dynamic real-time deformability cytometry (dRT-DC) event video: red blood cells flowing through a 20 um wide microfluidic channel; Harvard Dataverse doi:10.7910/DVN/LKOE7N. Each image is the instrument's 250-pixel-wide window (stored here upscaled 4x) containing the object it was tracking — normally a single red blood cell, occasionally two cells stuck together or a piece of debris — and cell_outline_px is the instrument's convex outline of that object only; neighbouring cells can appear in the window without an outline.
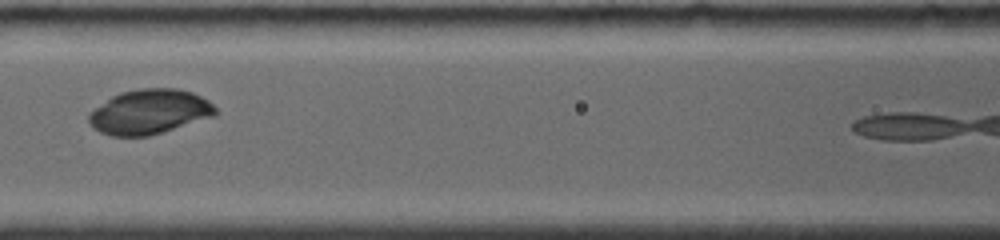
{"species": "common noctule bat (a hibernating species)", "species_latin": "Nyctalus noctula", "temperature_condition": "room temperature", "stored_images_in_passage": 20, "camera_frame_rate_fps": 4000, "um_per_image_px": 0.085, "animal": {"sex": "female", "body_mass_g": 19.0, "forearm_length_mm": 56.7}, "frame": {"image": 1, "passage_image": 10, "time_ms": 3.5, "image_size_px": [1000, 240], "cell_outline_px": [[216, 116], [164, 132], [148, 136], [112, 136], [100, 132], [92, 128], [88, 120], [88, 116], [96, 108], [112, 96], [120, 92], [140, 88], [176, 88], [192, 92], [208, 100], [216, 108]], "centroid_in_image_um": [12.73, 9.51], "position_along_channel_um": 153.9, "area_um2": 33.06}}
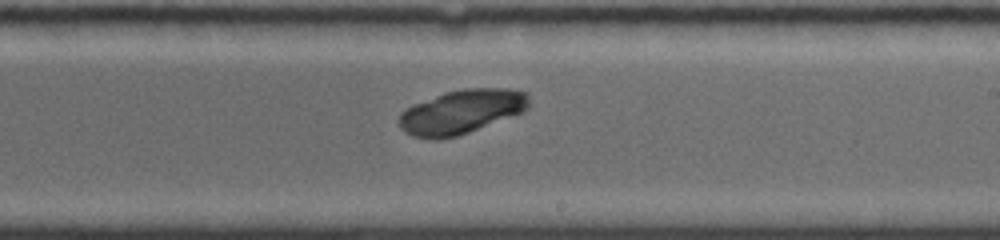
{"frame": {"image": 2, "passage_image": 16, "time_ms": 6.0, "image_size_px": [1000, 240], "cell_outline_px": [[528, 108], [524, 112], [468, 132], [456, 136], [440, 140], [432, 140], [412, 136], [404, 132], [400, 128], [400, 112], [412, 104], [444, 92], [464, 88], [508, 88], [528, 92]], "centroid_in_image_um": [39.21, 9.5], "position_along_channel_um": 249.8, "area_um2": 33.64}}
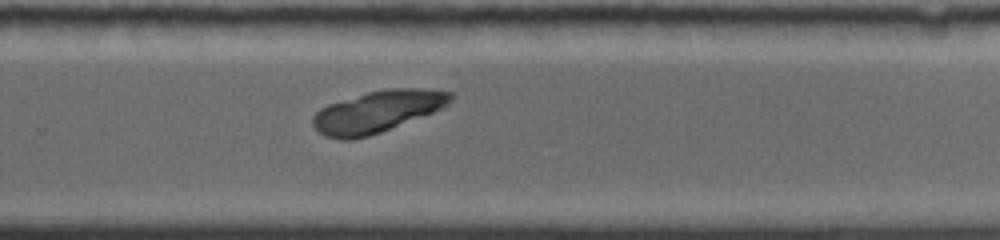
{"frame": {"image": 3, "passage_image": 19, "time_ms": 7.25, "image_size_px": [1000, 240], "cell_outline_px": [[456, 96], [444, 108], [380, 132], [368, 136], [352, 140], [340, 140], [324, 136], [312, 124], [312, 116], [320, 108], [328, 104], [368, 92], [384, 88], [420, 88], [452, 92]], "centroid_in_image_um": [32.08, 9.48], "position_along_channel_um": 297.7, "area_um2": 33.52}}